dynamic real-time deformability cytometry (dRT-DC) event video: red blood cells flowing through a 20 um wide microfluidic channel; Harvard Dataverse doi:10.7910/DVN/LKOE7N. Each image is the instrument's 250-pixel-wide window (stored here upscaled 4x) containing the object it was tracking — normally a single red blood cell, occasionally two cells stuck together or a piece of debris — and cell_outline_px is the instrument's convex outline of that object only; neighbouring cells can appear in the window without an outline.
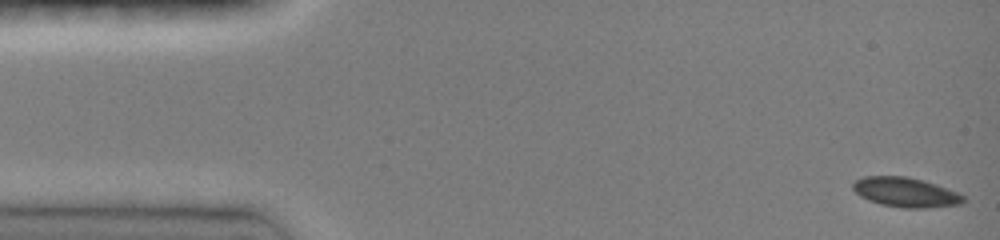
{"species": "common noctule bat (a hibernating species)", "species_latin": "Nyctalus noctula", "temperature_condition": "room temperature", "stored_images_in_passage": 46, "camera_frame_rate_fps": 3000, "um_per_image_px": 0.085, "animal": {"sex": "female", "body_mass_g": 19.0, "forearm_length_mm": 51.5}, "frame": {"image": 1, "passage_image": 1, "time_ms": 0.0, "image_size_px": [1000, 240], "cell_outline_px": [[968, 200], [960, 204], [924, 208], [904, 208], [880, 204], [868, 200], [860, 196], [852, 188], [852, 184], [856, 180], [864, 176], [908, 176], [924, 180], [936, 184], [956, 192], [964, 196]], "centroid_in_image_um": [76.98, 16.34], "position_along_channel_um": 8.0, "area_um2": 19.13}}
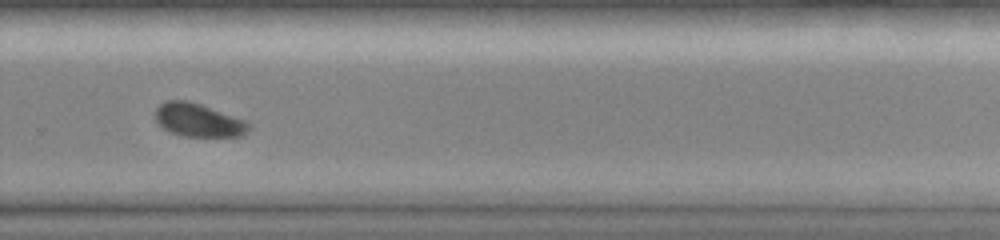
{"frame": {"image": 2, "passage_image": 32, "time_ms": 10.333, "image_size_px": [1000, 240], "cell_outline_px": [[252, 128], [244, 136], [180, 136], [164, 128], [156, 120], [156, 108], [160, 104], [168, 100], [188, 100], [248, 120], [252, 124]], "centroid_in_image_um": [16.95, 10.21], "position_along_channel_um": 312.9, "area_um2": 18.32}}
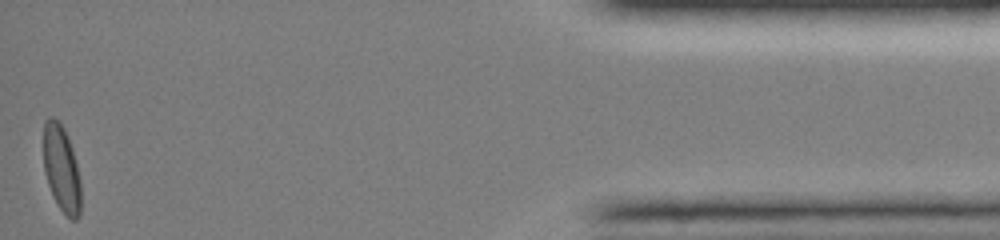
{"frame": {"image": 3, "passage_image": 46, "time_ms": 15.0, "image_size_px": [1000, 240], "cell_outline_px": [[80, 216], [76, 220], [72, 220], [60, 208], [52, 196], [44, 172], [44, 120], [48, 116], [52, 116], [60, 120], [68, 136], [72, 148], [80, 180]], "centroid_in_image_um": [5.22, 14.29], "position_along_channel_um": 430.0, "area_um2": 18.96}, "authors_computed_cell_mechanics": {"area_um2": 18.9006, "velocity_mm_per_s": 4.0977, "shape_relaxation_time_tau1_ms": 4.9568, "shape_relaxation_time_tau2_ms": null, "deformation_change_tau1": 0.1265, "deformation_change_tau2": null}}